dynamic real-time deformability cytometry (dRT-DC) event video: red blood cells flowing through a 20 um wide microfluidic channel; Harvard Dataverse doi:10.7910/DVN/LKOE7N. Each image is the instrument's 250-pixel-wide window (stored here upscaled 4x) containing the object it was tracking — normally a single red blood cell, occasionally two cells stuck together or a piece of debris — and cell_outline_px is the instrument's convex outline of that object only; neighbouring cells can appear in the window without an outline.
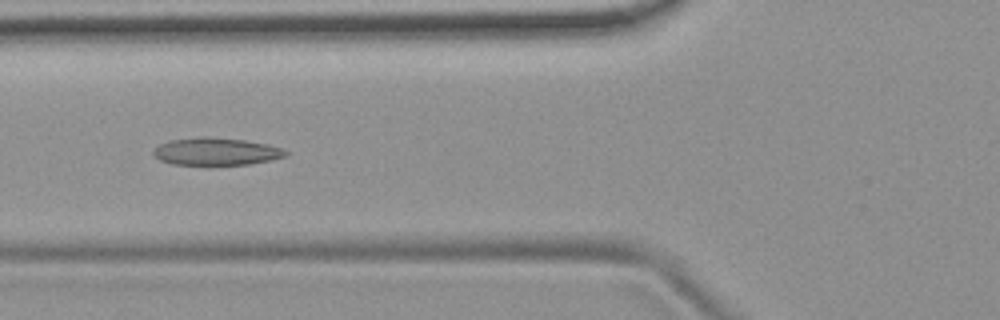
{"species": "common noctule bat (a hibernating species)", "species_latin": "Nyctalus noctula", "temperature_condition": "room temperature", "stored_images_in_passage": 23, "camera_frame_rate_fps": 3000, "um_per_image_px": 0.085, "animal": {"sex": "female", "body_mass_g": 19.9}, "frame": {"image": 1, "passage_image": 4, "time_ms": 1.0, "image_size_px": [1000, 320], "cell_outline_px": [[288, 156], [272, 160], [248, 164], [172, 164], [160, 160], [152, 152], [160, 144], [172, 140], [200, 136], [208, 136], [244, 140], [268, 144], [284, 148], [288, 152]], "centroid_in_image_um": [18.43, 12.87], "position_along_channel_um": 107.4, "area_um2": 21.1}}
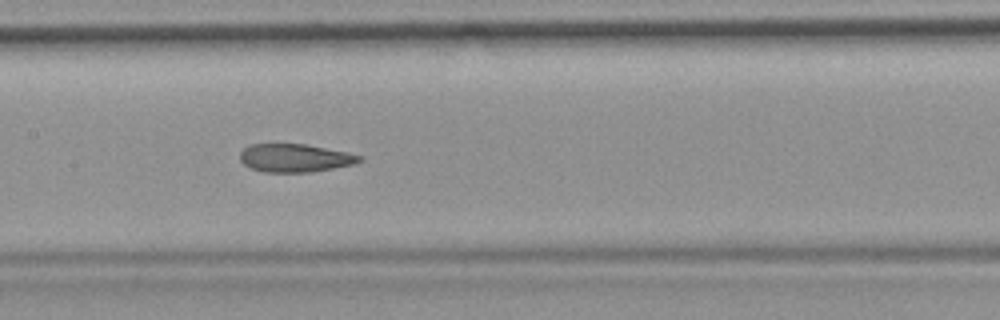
{"frame": {"image": 2, "passage_image": 10, "time_ms": 3.0, "image_size_px": [1000, 320], "cell_outline_px": [[364, 160], [356, 164], [312, 172], [264, 172], [252, 168], [244, 164], [240, 160], [240, 152], [248, 144], [304, 144], [348, 152], [364, 156]], "centroid_in_image_um": [25.12, 13.43], "position_along_channel_um": 182.3, "area_um2": 19.77}}
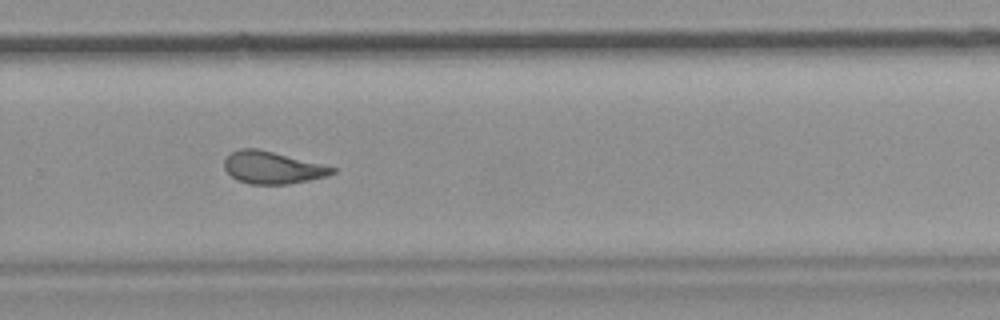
{"frame": {"image": 3, "passage_image": 20, "time_ms": 6.333, "image_size_px": [1000, 320], "cell_outline_px": [[336, 172], [328, 176], [288, 184], [248, 184], [236, 180], [224, 168], [224, 160], [232, 152], [240, 148], [256, 148], [336, 168]], "centroid_in_image_um": [23.12, 14.26], "position_along_channel_um": 306.7, "area_um2": 20.0}}